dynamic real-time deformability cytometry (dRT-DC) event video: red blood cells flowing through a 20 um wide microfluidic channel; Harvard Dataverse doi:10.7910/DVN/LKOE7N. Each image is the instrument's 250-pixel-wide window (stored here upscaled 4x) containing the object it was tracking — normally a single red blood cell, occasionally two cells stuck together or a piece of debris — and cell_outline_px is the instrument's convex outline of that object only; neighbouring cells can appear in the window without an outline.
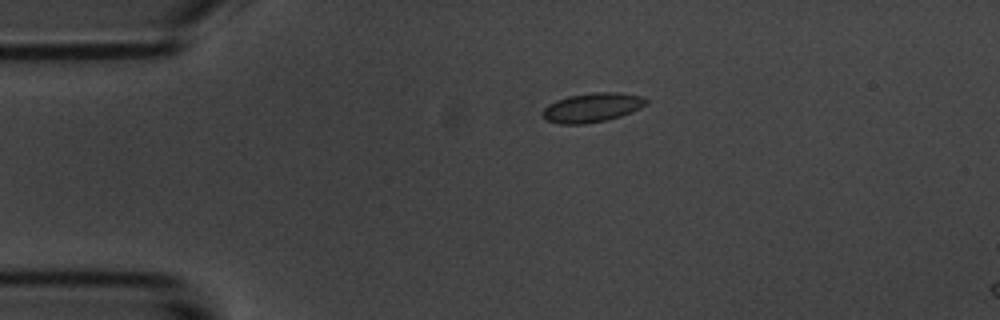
{"species": "common noctule bat (a hibernating species)", "species_latin": "Nyctalus noctula", "temperature_condition": "room temperature", "stored_images_in_passage": 4, "camera_frame_rate_fps": 3000, "um_per_image_px": 0.085, "animal": {"sex": "male", "body_mass_g": 20.1, "forearm_length_mm": 53.5}, "frame": {"image": 1, "passage_image": 2, "time_ms": 2.0, "image_size_px": [1000, 320], "cell_outline_px": [[648, 104], [632, 112], [608, 120], [584, 124], [560, 124], [544, 120], [540, 116], [540, 112], [548, 104], [556, 100], [568, 96], [596, 92], [620, 92], [644, 96], [648, 100]], "centroid_in_image_um": [50.32, 9.14], "position_along_channel_um": 34.7, "area_um2": 18.03}}